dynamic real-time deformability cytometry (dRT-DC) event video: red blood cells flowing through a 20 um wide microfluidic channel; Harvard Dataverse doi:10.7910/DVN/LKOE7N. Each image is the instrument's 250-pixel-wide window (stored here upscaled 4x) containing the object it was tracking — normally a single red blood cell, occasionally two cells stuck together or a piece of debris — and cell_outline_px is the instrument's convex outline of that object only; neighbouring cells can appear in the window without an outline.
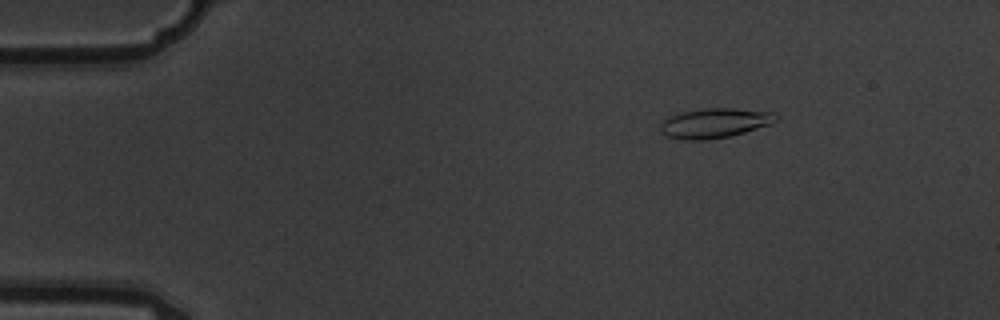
{"species": "common noctule bat (a hibernating species)", "species_latin": "Nyctalus noctula", "temperature_condition": "warm", "stored_images_in_passage": 5, "camera_frame_rate_fps": 3000, "um_per_image_px": 0.085, "animal": {"sex": "male", "body_mass_g": 19.5, "forearm_length_mm": 54.6}, "frame": {"image": 1, "passage_image": 2, "time_ms": 0.333, "image_size_px": [1000, 320], "cell_outline_px": [[780, 120], [772, 124], [744, 132], [728, 136], [708, 140], [688, 140], [668, 136], [660, 132], [660, 124], [664, 120], [680, 112], [704, 108], [732, 108], [772, 112], [780, 116]], "centroid_in_image_um": [60.8, 10.45], "position_along_channel_um": 24.2, "area_um2": 20.06}}